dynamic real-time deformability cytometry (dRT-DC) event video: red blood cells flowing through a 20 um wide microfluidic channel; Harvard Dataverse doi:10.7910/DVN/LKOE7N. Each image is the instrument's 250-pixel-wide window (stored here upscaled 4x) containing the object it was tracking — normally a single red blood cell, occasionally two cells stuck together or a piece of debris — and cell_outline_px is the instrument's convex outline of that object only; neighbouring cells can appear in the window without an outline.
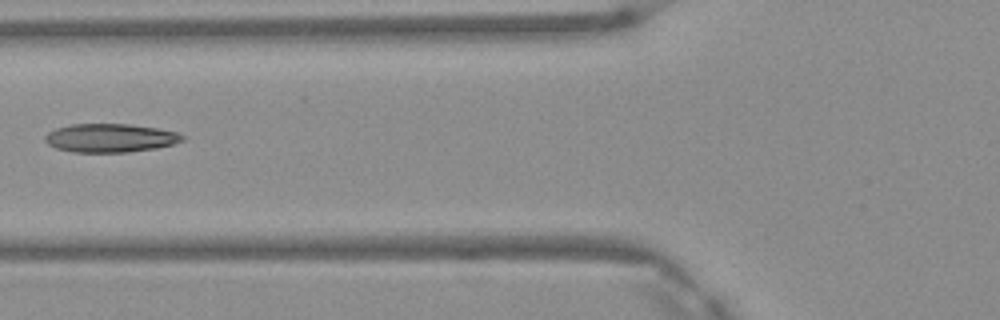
{"species": "Egyptian fruit bat (a non-hibernating species)", "species_latin": "Rousettus aegyptiacus", "temperature_condition": "warm", "stored_images_in_passage": 3, "camera_frame_rate_fps": 3000, "um_per_image_px": 0.085, "frame": {"image": 1, "passage_image": 3, "time_ms": 0.667, "image_size_px": [1000, 320], "cell_outline_px": [[184, 140], [172, 144], [156, 148], [128, 152], [76, 152], [56, 148], [48, 144], [44, 140], [44, 136], [48, 132], [56, 128], [72, 124], [128, 124], [156, 128], [180, 132], [184, 136]], "centroid_in_image_um": [9.37, 11.72], "position_along_channel_um": 116.4, "area_um2": 22.83}}